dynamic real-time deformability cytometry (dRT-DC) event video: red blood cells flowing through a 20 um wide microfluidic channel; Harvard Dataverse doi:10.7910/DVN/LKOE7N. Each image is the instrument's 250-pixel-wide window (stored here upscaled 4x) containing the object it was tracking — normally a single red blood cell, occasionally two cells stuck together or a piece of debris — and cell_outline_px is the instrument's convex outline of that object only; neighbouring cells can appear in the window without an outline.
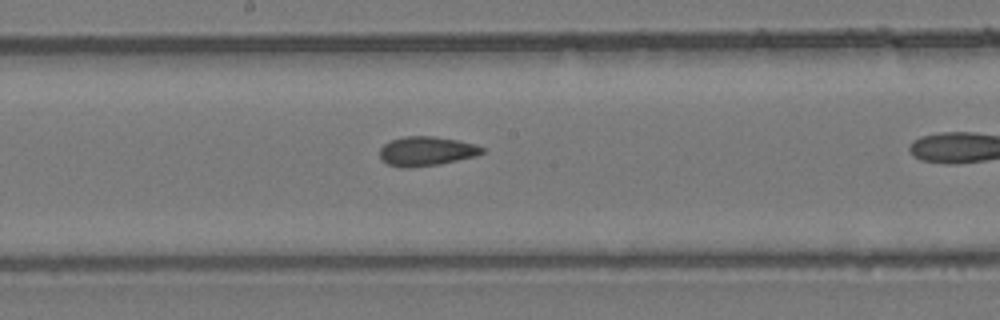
{"species": "common noctule bat (a hibernating species)", "species_latin": "Nyctalus noctula", "temperature_condition": "room temperature", "stored_images_in_passage": 27, "camera_frame_rate_fps": 3000, "um_per_image_px": 0.085, "animal": {"sex": "female", "body_mass_g": 24.6, "forearm_length_mm": 56.2}, "frame": {"image": 1, "passage_image": 16, "time_ms": 5.0, "image_size_px": [1000, 320], "cell_outline_px": [[484, 152], [476, 156], [440, 164], [408, 168], [400, 168], [388, 164], [380, 160], [380, 148], [384, 144], [392, 140], [404, 136], [432, 136], [456, 140], [476, 144], [484, 148]], "centroid_in_image_um": [36.23, 12.86], "position_along_channel_um": 212.0, "area_um2": 17.57}}
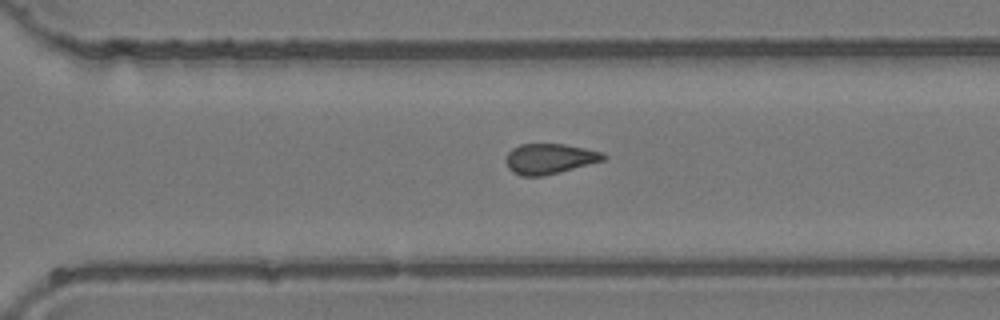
{"frame": {"image": 2, "passage_image": 23, "time_ms": 7.333, "image_size_px": [1000, 320], "cell_outline_px": [[608, 156], [604, 160], [560, 172], [544, 176], [520, 176], [512, 172], [508, 168], [504, 160], [508, 152], [512, 148], [520, 144], [564, 144], [604, 152]], "centroid_in_image_um": [46.69, 13.49], "position_along_channel_um": 323.9, "area_um2": 17.4}}